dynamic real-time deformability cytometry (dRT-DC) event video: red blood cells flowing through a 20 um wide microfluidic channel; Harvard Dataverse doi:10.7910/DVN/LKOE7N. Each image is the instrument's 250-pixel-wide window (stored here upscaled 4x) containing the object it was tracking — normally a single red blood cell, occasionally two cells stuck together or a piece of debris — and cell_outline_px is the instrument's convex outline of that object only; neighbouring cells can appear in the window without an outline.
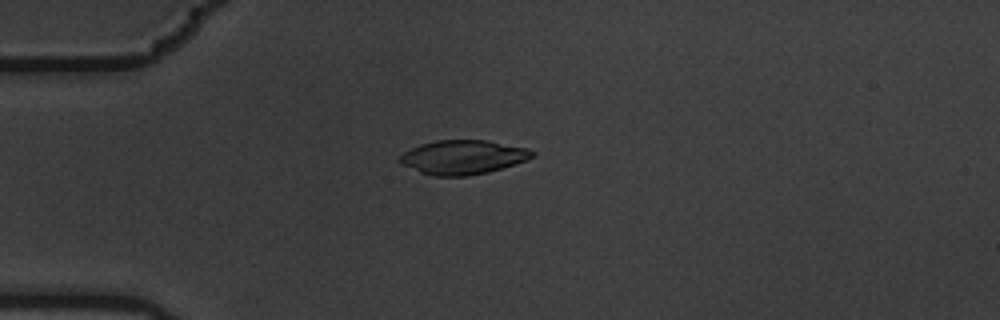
{"species": "common noctule bat (a hibernating species)", "species_latin": "Nyctalus noctula", "temperature_condition": "warm", "stored_images_in_passage": 7, "camera_frame_rate_fps": 3000, "um_per_image_px": 0.085, "animal": {"sex": "male", "body_mass_g": 19.5, "forearm_length_mm": 54.6}, "frame": {"image": 1, "passage_image": 2, "time_ms": 0.333, "image_size_px": [1000, 320], "cell_outline_px": [[536, 152], [528, 160], [488, 172], [464, 176], [436, 176], [420, 172], [400, 164], [396, 160], [404, 152], [420, 144], [436, 140], [488, 140], [528, 148]], "centroid_in_image_um": [39.34, 13.35], "position_along_channel_um": 45.7, "area_um2": 26.41}}
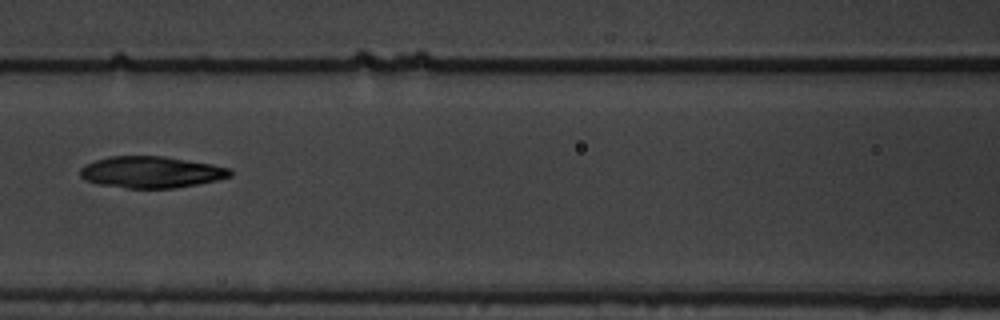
{"frame": {"image": 2, "passage_image": 5, "time_ms": 1.333, "image_size_px": [1000, 320], "cell_outline_px": [[232, 176], [216, 180], [176, 188], [128, 188], [100, 184], [84, 180], [80, 176], [80, 168], [84, 164], [108, 156], [164, 156], [212, 164], [232, 168]], "centroid_in_image_um": [12.85, 14.62], "position_along_channel_um": 153.8, "area_um2": 27.63}}
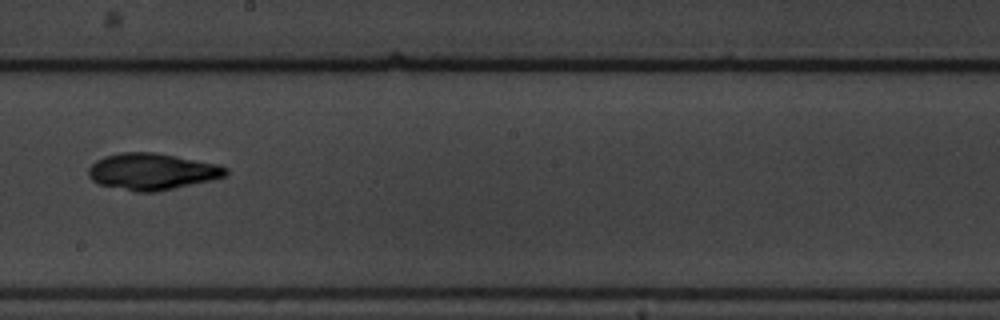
{"frame": {"image": 3, "passage_image": 7, "time_ms": 2.0, "image_size_px": [1000, 320], "cell_outline_px": [[228, 172], [224, 176], [212, 180], [156, 192], [136, 192], [100, 184], [92, 180], [88, 176], [88, 168], [96, 160], [104, 156], [120, 152], [156, 152], [220, 164], [228, 168]], "centroid_in_image_um": [12.93, 14.57], "position_along_channel_um": 235.3, "area_um2": 29.42}}